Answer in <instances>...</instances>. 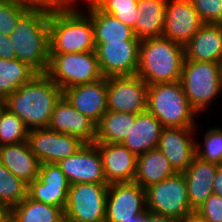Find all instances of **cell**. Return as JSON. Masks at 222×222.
I'll list each match as a JSON object with an SVG mask.
<instances>
[{
    "label": "cell",
    "mask_w": 222,
    "mask_h": 222,
    "mask_svg": "<svg viewBox=\"0 0 222 222\" xmlns=\"http://www.w3.org/2000/svg\"><path fill=\"white\" fill-rule=\"evenodd\" d=\"M6 222H15L11 217Z\"/></svg>",
    "instance_id": "cell-49"
},
{
    "label": "cell",
    "mask_w": 222,
    "mask_h": 222,
    "mask_svg": "<svg viewBox=\"0 0 222 222\" xmlns=\"http://www.w3.org/2000/svg\"><path fill=\"white\" fill-rule=\"evenodd\" d=\"M213 194L222 198V165H220L213 178Z\"/></svg>",
    "instance_id": "cell-40"
},
{
    "label": "cell",
    "mask_w": 222,
    "mask_h": 222,
    "mask_svg": "<svg viewBox=\"0 0 222 222\" xmlns=\"http://www.w3.org/2000/svg\"><path fill=\"white\" fill-rule=\"evenodd\" d=\"M176 173L164 154L155 148L137 156L134 181L146 189L150 185L174 176Z\"/></svg>",
    "instance_id": "cell-26"
},
{
    "label": "cell",
    "mask_w": 222,
    "mask_h": 222,
    "mask_svg": "<svg viewBox=\"0 0 222 222\" xmlns=\"http://www.w3.org/2000/svg\"><path fill=\"white\" fill-rule=\"evenodd\" d=\"M63 90L47 75L37 74L5 99L6 108L30 130L47 128Z\"/></svg>",
    "instance_id": "cell-1"
},
{
    "label": "cell",
    "mask_w": 222,
    "mask_h": 222,
    "mask_svg": "<svg viewBox=\"0 0 222 222\" xmlns=\"http://www.w3.org/2000/svg\"><path fill=\"white\" fill-rule=\"evenodd\" d=\"M163 127H196L198 113L191 107L180 81L148 85L147 109Z\"/></svg>",
    "instance_id": "cell-5"
},
{
    "label": "cell",
    "mask_w": 222,
    "mask_h": 222,
    "mask_svg": "<svg viewBox=\"0 0 222 222\" xmlns=\"http://www.w3.org/2000/svg\"><path fill=\"white\" fill-rule=\"evenodd\" d=\"M203 24L190 0H167L164 38L185 45Z\"/></svg>",
    "instance_id": "cell-17"
},
{
    "label": "cell",
    "mask_w": 222,
    "mask_h": 222,
    "mask_svg": "<svg viewBox=\"0 0 222 222\" xmlns=\"http://www.w3.org/2000/svg\"><path fill=\"white\" fill-rule=\"evenodd\" d=\"M108 185L132 182L136 175L137 156L127 147L116 143L95 142Z\"/></svg>",
    "instance_id": "cell-19"
},
{
    "label": "cell",
    "mask_w": 222,
    "mask_h": 222,
    "mask_svg": "<svg viewBox=\"0 0 222 222\" xmlns=\"http://www.w3.org/2000/svg\"><path fill=\"white\" fill-rule=\"evenodd\" d=\"M219 166L195 156L188 168L182 172L190 207L194 211L213 194V178Z\"/></svg>",
    "instance_id": "cell-22"
},
{
    "label": "cell",
    "mask_w": 222,
    "mask_h": 222,
    "mask_svg": "<svg viewBox=\"0 0 222 222\" xmlns=\"http://www.w3.org/2000/svg\"><path fill=\"white\" fill-rule=\"evenodd\" d=\"M47 128L79 137L85 143H95L96 124L74 108L64 95L56 102Z\"/></svg>",
    "instance_id": "cell-18"
},
{
    "label": "cell",
    "mask_w": 222,
    "mask_h": 222,
    "mask_svg": "<svg viewBox=\"0 0 222 222\" xmlns=\"http://www.w3.org/2000/svg\"><path fill=\"white\" fill-rule=\"evenodd\" d=\"M46 74L63 91L103 78L96 51L50 54Z\"/></svg>",
    "instance_id": "cell-7"
},
{
    "label": "cell",
    "mask_w": 222,
    "mask_h": 222,
    "mask_svg": "<svg viewBox=\"0 0 222 222\" xmlns=\"http://www.w3.org/2000/svg\"><path fill=\"white\" fill-rule=\"evenodd\" d=\"M146 222H179V219L164 215H158L147 211Z\"/></svg>",
    "instance_id": "cell-41"
},
{
    "label": "cell",
    "mask_w": 222,
    "mask_h": 222,
    "mask_svg": "<svg viewBox=\"0 0 222 222\" xmlns=\"http://www.w3.org/2000/svg\"><path fill=\"white\" fill-rule=\"evenodd\" d=\"M31 7L12 0H0V32L10 35L16 28L19 19Z\"/></svg>",
    "instance_id": "cell-35"
},
{
    "label": "cell",
    "mask_w": 222,
    "mask_h": 222,
    "mask_svg": "<svg viewBox=\"0 0 222 222\" xmlns=\"http://www.w3.org/2000/svg\"><path fill=\"white\" fill-rule=\"evenodd\" d=\"M197 127H164L157 148L177 173L184 172L196 156Z\"/></svg>",
    "instance_id": "cell-16"
},
{
    "label": "cell",
    "mask_w": 222,
    "mask_h": 222,
    "mask_svg": "<svg viewBox=\"0 0 222 222\" xmlns=\"http://www.w3.org/2000/svg\"><path fill=\"white\" fill-rule=\"evenodd\" d=\"M28 131L16 114L4 109L0 116V146L28 141Z\"/></svg>",
    "instance_id": "cell-33"
},
{
    "label": "cell",
    "mask_w": 222,
    "mask_h": 222,
    "mask_svg": "<svg viewBox=\"0 0 222 222\" xmlns=\"http://www.w3.org/2000/svg\"><path fill=\"white\" fill-rule=\"evenodd\" d=\"M147 211L181 219L195 212L187 195L183 173H176L146 188Z\"/></svg>",
    "instance_id": "cell-9"
},
{
    "label": "cell",
    "mask_w": 222,
    "mask_h": 222,
    "mask_svg": "<svg viewBox=\"0 0 222 222\" xmlns=\"http://www.w3.org/2000/svg\"><path fill=\"white\" fill-rule=\"evenodd\" d=\"M195 213L205 222H222V198L210 195Z\"/></svg>",
    "instance_id": "cell-37"
},
{
    "label": "cell",
    "mask_w": 222,
    "mask_h": 222,
    "mask_svg": "<svg viewBox=\"0 0 222 222\" xmlns=\"http://www.w3.org/2000/svg\"><path fill=\"white\" fill-rule=\"evenodd\" d=\"M167 0H138L134 34L142 40L162 37L165 25V9Z\"/></svg>",
    "instance_id": "cell-27"
},
{
    "label": "cell",
    "mask_w": 222,
    "mask_h": 222,
    "mask_svg": "<svg viewBox=\"0 0 222 222\" xmlns=\"http://www.w3.org/2000/svg\"><path fill=\"white\" fill-rule=\"evenodd\" d=\"M36 75L37 73L32 68L16 58H0V98L6 99Z\"/></svg>",
    "instance_id": "cell-30"
},
{
    "label": "cell",
    "mask_w": 222,
    "mask_h": 222,
    "mask_svg": "<svg viewBox=\"0 0 222 222\" xmlns=\"http://www.w3.org/2000/svg\"><path fill=\"white\" fill-rule=\"evenodd\" d=\"M11 218L15 222H61L64 219V211L27 196L11 208Z\"/></svg>",
    "instance_id": "cell-29"
},
{
    "label": "cell",
    "mask_w": 222,
    "mask_h": 222,
    "mask_svg": "<svg viewBox=\"0 0 222 222\" xmlns=\"http://www.w3.org/2000/svg\"><path fill=\"white\" fill-rule=\"evenodd\" d=\"M146 212V189L135 181L108 186L105 222L128 221Z\"/></svg>",
    "instance_id": "cell-11"
},
{
    "label": "cell",
    "mask_w": 222,
    "mask_h": 222,
    "mask_svg": "<svg viewBox=\"0 0 222 222\" xmlns=\"http://www.w3.org/2000/svg\"><path fill=\"white\" fill-rule=\"evenodd\" d=\"M61 222H71V221L64 218Z\"/></svg>",
    "instance_id": "cell-50"
},
{
    "label": "cell",
    "mask_w": 222,
    "mask_h": 222,
    "mask_svg": "<svg viewBox=\"0 0 222 222\" xmlns=\"http://www.w3.org/2000/svg\"><path fill=\"white\" fill-rule=\"evenodd\" d=\"M185 60L184 45L162 37L140 41L136 74L147 85L181 80Z\"/></svg>",
    "instance_id": "cell-4"
},
{
    "label": "cell",
    "mask_w": 222,
    "mask_h": 222,
    "mask_svg": "<svg viewBox=\"0 0 222 222\" xmlns=\"http://www.w3.org/2000/svg\"><path fill=\"white\" fill-rule=\"evenodd\" d=\"M57 165L71 185L77 183H107L100 152L95 143H85L75 154Z\"/></svg>",
    "instance_id": "cell-15"
},
{
    "label": "cell",
    "mask_w": 222,
    "mask_h": 222,
    "mask_svg": "<svg viewBox=\"0 0 222 222\" xmlns=\"http://www.w3.org/2000/svg\"><path fill=\"white\" fill-rule=\"evenodd\" d=\"M220 75H221V86H222V61L220 62Z\"/></svg>",
    "instance_id": "cell-48"
},
{
    "label": "cell",
    "mask_w": 222,
    "mask_h": 222,
    "mask_svg": "<svg viewBox=\"0 0 222 222\" xmlns=\"http://www.w3.org/2000/svg\"><path fill=\"white\" fill-rule=\"evenodd\" d=\"M79 0H68V5L78 3Z\"/></svg>",
    "instance_id": "cell-46"
},
{
    "label": "cell",
    "mask_w": 222,
    "mask_h": 222,
    "mask_svg": "<svg viewBox=\"0 0 222 222\" xmlns=\"http://www.w3.org/2000/svg\"><path fill=\"white\" fill-rule=\"evenodd\" d=\"M93 27L94 42L97 48L102 43L121 42L122 40H140L134 30L114 16L101 11L91 0H85Z\"/></svg>",
    "instance_id": "cell-25"
},
{
    "label": "cell",
    "mask_w": 222,
    "mask_h": 222,
    "mask_svg": "<svg viewBox=\"0 0 222 222\" xmlns=\"http://www.w3.org/2000/svg\"><path fill=\"white\" fill-rule=\"evenodd\" d=\"M28 142L40 164L58 163L75 154L85 144L79 137L48 128L30 129Z\"/></svg>",
    "instance_id": "cell-12"
},
{
    "label": "cell",
    "mask_w": 222,
    "mask_h": 222,
    "mask_svg": "<svg viewBox=\"0 0 222 222\" xmlns=\"http://www.w3.org/2000/svg\"><path fill=\"white\" fill-rule=\"evenodd\" d=\"M70 185L57 163L40 164L38 177L28 184L27 196L64 211Z\"/></svg>",
    "instance_id": "cell-14"
},
{
    "label": "cell",
    "mask_w": 222,
    "mask_h": 222,
    "mask_svg": "<svg viewBox=\"0 0 222 222\" xmlns=\"http://www.w3.org/2000/svg\"><path fill=\"white\" fill-rule=\"evenodd\" d=\"M5 108H6L5 99L0 98V116Z\"/></svg>",
    "instance_id": "cell-45"
},
{
    "label": "cell",
    "mask_w": 222,
    "mask_h": 222,
    "mask_svg": "<svg viewBox=\"0 0 222 222\" xmlns=\"http://www.w3.org/2000/svg\"><path fill=\"white\" fill-rule=\"evenodd\" d=\"M180 82L191 107L199 116L222 94L220 63L185 59Z\"/></svg>",
    "instance_id": "cell-6"
},
{
    "label": "cell",
    "mask_w": 222,
    "mask_h": 222,
    "mask_svg": "<svg viewBox=\"0 0 222 222\" xmlns=\"http://www.w3.org/2000/svg\"><path fill=\"white\" fill-rule=\"evenodd\" d=\"M0 58L1 59H15V49L8 35L0 32Z\"/></svg>",
    "instance_id": "cell-39"
},
{
    "label": "cell",
    "mask_w": 222,
    "mask_h": 222,
    "mask_svg": "<svg viewBox=\"0 0 222 222\" xmlns=\"http://www.w3.org/2000/svg\"><path fill=\"white\" fill-rule=\"evenodd\" d=\"M163 128L160 121L146 110L136 114L135 122L121 144L136 156L145 154L149 150L157 148Z\"/></svg>",
    "instance_id": "cell-23"
},
{
    "label": "cell",
    "mask_w": 222,
    "mask_h": 222,
    "mask_svg": "<svg viewBox=\"0 0 222 222\" xmlns=\"http://www.w3.org/2000/svg\"><path fill=\"white\" fill-rule=\"evenodd\" d=\"M78 6L63 5L49 12L50 54L96 50L92 20Z\"/></svg>",
    "instance_id": "cell-3"
},
{
    "label": "cell",
    "mask_w": 222,
    "mask_h": 222,
    "mask_svg": "<svg viewBox=\"0 0 222 222\" xmlns=\"http://www.w3.org/2000/svg\"><path fill=\"white\" fill-rule=\"evenodd\" d=\"M222 127L205 131L202 143L196 142V156L202 160L222 165ZM201 144V145H200Z\"/></svg>",
    "instance_id": "cell-34"
},
{
    "label": "cell",
    "mask_w": 222,
    "mask_h": 222,
    "mask_svg": "<svg viewBox=\"0 0 222 222\" xmlns=\"http://www.w3.org/2000/svg\"><path fill=\"white\" fill-rule=\"evenodd\" d=\"M101 11L110 14L135 29L139 9L138 0H91Z\"/></svg>",
    "instance_id": "cell-32"
},
{
    "label": "cell",
    "mask_w": 222,
    "mask_h": 222,
    "mask_svg": "<svg viewBox=\"0 0 222 222\" xmlns=\"http://www.w3.org/2000/svg\"><path fill=\"white\" fill-rule=\"evenodd\" d=\"M179 222H205V221H203L195 212H193L190 215H187L179 219Z\"/></svg>",
    "instance_id": "cell-43"
},
{
    "label": "cell",
    "mask_w": 222,
    "mask_h": 222,
    "mask_svg": "<svg viewBox=\"0 0 222 222\" xmlns=\"http://www.w3.org/2000/svg\"><path fill=\"white\" fill-rule=\"evenodd\" d=\"M203 23L222 24V0H190Z\"/></svg>",
    "instance_id": "cell-36"
},
{
    "label": "cell",
    "mask_w": 222,
    "mask_h": 222,
    "mask_svg": "<svg viewBox=\"0 0 222 222\" xmlns=\"http://www.w3.org/2000/svg\"><path fill=\"white\" fill-rule=\"evenodd\" d=\"M136 114L107 110L96 124L95 142L121 144L135 122Z\"/></svg>",
    "instance_id": "cell-28"
},
{
    "label": "cell",
    "mask_w": 222,
    "mask_h": 222,
    "mask_svg": "<svg viewBox=\"0 0 222 222\" xmlns=\"http://www.w3.org/2000/svg\"><path fill=\"white\" fill-rule=\"evenodd\" d=\"M141 40L102 43L96 48L103 77L136 75Z\"/></svg>",
    "instance_id": "cell-13"
},
{
    "label": "cell",
    "mask_w": 222,
    "mask_h": 222,
    "mask_svg": "<svg viewBox=\"0 0 222 222\" xmlns=\"http://www.w3.org/2000/svg\"><path fill=\"white\" fill-rule=\"evenodd\" d=\"M12 1L25 4L31 8H43L49 11L63 6L58 0H12Z\"/></svg>",
    "instance_id": "cell-38"
},
{
    "label": "cell",
    "mask_w": 222,
    "mask_h": 222,
    "mask_svg": "<svg viewBox=\"0 0 222 222\" xmlns=\"http://www.w3.org/2000/svg\"><path fill=\"white\" fill-rule=\"evenodd\" d=\"M186 60L220 63L222 61V24L204 23L184 45Z\"/></svg>",
    "instance_id": "cell-21"
},
{
    "label": "cell",
    "mask_w": 222,
    "mask_h": 222,
    "mask_svg": "<svg viewBox=\"0 0 222 222\" xmlns=\"http://www.w3.org/2000/svg\"><path fill=\"white\" fill-rule=\"evenodd\" d=\"M107 183L70 185L64 218L71 222H105Z\"/></svg>",
    "instance_id": "cell-8"
},
{
    "label": "cell",
    "mask_w": 222,
    "mask_h": 222,
    "mask_svg": "<svg viewBox=\"0 0 222 222\" xmlns=\"http://www.w3.org/2000/svg\"><path fill=\"white\" fill-rule=\"evenodd\" d=\"M0 163L27 184L38 177L40 162L28 141L0 146Z\"/></svg>",
    "instance_id": "cell-24"
},
{
    "label": "cell",
    "mask_w": 222,
    "mask_h": 222,
    "mask_svg": "<svg viewBox=\"0 0 222 222\" xmlns=\"http://www.w3.org/2000/svg\"><path fill=\"white\" fill-rule=\"evenodd\" d=\"M63 95L81 114L97 124L107 111V78L70 87L63 91Z\"/></svg>",
    "instance_id": "cell-20"
},
{
    "label": "cell",
    "mask_w": 222,
    "mask_h": 222,
    "mask_svg": "<svg viewBox=\"0 0 222 222\" xmlns=\"http://www.w3.org/2000/svg\"><path fill=\"white\" fill-rule=\"evenodd\" d=\"M147 221V212L138 216H132V220L121 221V222H146Z\"/></svg>",
    "instance_id": "cell-44"
},
{
    "label": "cell",
    "mask_w": 222,
    "mask_h": 222,
    "mask_svg": "<svg viewBox=\"0 0 222 222\" xmlns=\"http://www.w3.org/2000/svg\"><path fill=\"white\" fill-rule=\"evenodd\" d=\"M49 10L30 8L9 35L16 59L37 74H46L50 60Z\"/></svg>",
    "instance_id": "cell-2"
},
{
    "label": "cell",
    "mask_w": 222,
    "mask_h": 222,
    "mask_svg": "<svg viewBox=\"0 0 222 222\" xmlns=\"http://www.w3.org/2000/svg\"><path fill=\"white\" fill-rule=\"evenodd\" d=\"M148 85L137 74L107 77V110L140 114L147 109Z\"/></svg>",
    "instance_id": "cell-10"
},
{
    "label": "cell",
    "mask_w": 222,
    "mask_h": 222,
    "mask_svg": "<svg viewBox=\"0 0 222 222\" xmlns=\"http://www.w3.org/2000/svg\"><path fill=\"white\" fill-rule=\"evenodd\" d=\"M62 5H68V0H58Z\"/></svg>",
    "instance_id": "cell-47"
},
{
    "label": "cell",
    "mask_w": 222,
    "mask_h": 222,
    "mask_svg": "<svg viewBox=\"0 0 222 222\" xmlns=\"http://www.w3.org/2000/svg\"><path fill=\"white\" fill-rule=\"evenodd\" d=\"M10 217L11 208L4 203H0V222H6Z\"/></svg>",
    "instance_id": "cell-42"
},
{
    "label": "cell",
    "mask_w": 222,
    "mask_h": 222,
    "mask_svg": "<svg viewBox=\"0 0 222 222\" xmlns=\"http://www.w3.org/2000/svg\"><path fill=\"white\" fill-rule=\"evenodd\" d=\"M28 184L0 163V203L10 208L27 197Z\"/></svg>",
    "instance_id": "cell-31"
}]
</instances>
